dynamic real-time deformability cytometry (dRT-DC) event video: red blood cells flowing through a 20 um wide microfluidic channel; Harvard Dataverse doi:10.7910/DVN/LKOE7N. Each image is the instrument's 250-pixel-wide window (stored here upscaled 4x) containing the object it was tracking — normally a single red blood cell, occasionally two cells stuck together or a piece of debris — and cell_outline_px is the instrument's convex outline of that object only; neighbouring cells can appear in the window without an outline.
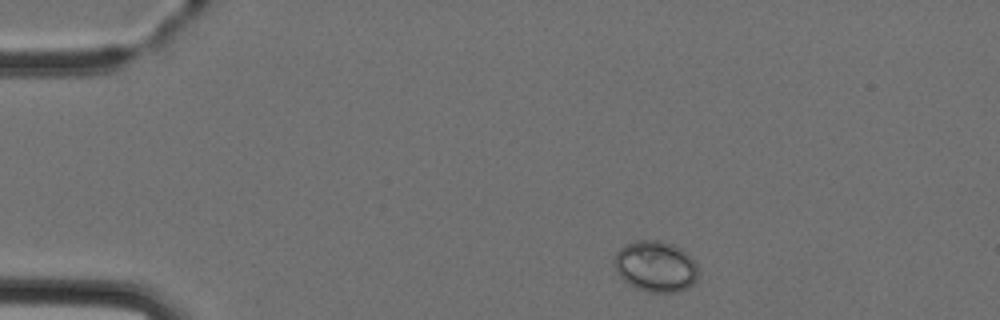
{"species": "Egyptian fruit bat (a non-hibernating species)", "species_latin": "Rousettus aegyptiacus", "temperature_condition": "cold", "stored_images_in_passage": 6, "camera_frame_rate_fps": 3000, "um_per_image_px": 0.085, "animal": {"sex": "female"}, "frame": {"image": 1, "passage_image": 6, "time_ms": 5.667, "image_size_px": [1000, 320], "cell_outline_px": [[696, 280], [688, 288], [676, 292], [648, 292], [636, 288], [624, 280], [620, 276], [612, 260], [616, 252], [624, 244], [636, 240], [656, 240], [672, 244], [680, 248], [696, 264]], "centroid_in_image_um": [55.68, 22.64], "position_along_channel_um": 29.3, "area_um2": 24.74}}